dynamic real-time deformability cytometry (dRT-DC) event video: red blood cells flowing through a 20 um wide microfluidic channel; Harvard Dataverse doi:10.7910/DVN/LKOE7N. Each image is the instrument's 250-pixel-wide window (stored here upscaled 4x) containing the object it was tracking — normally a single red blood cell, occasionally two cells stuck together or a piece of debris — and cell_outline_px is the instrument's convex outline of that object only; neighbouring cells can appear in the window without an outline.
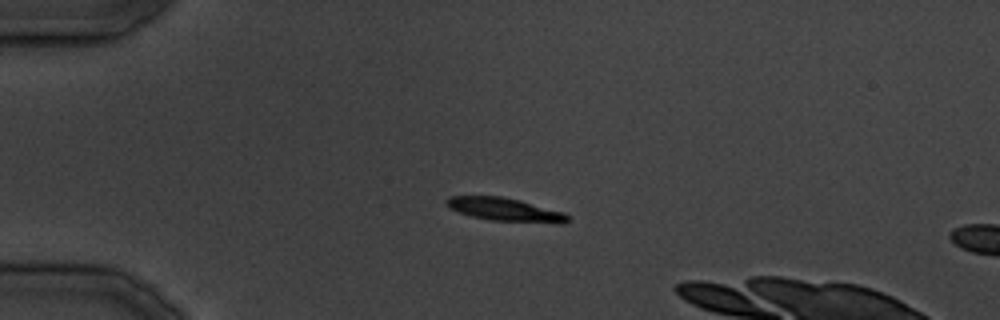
{"species": "common noctule bat (a hibernating species)", "species_latin": "Nyctalus noctula", "temperature_condition": "cold", "stored_images_in_passage": 4, "camera_frame_rate_fps": 3000, "um_per_image_px": 0.085, "animal": {"sex": "male", "body_mass_g": 19.5, "forearm_length_mm": 54.6}, "frame": {"image": 1, "passage_image": 1, "time_ms": 0.0, "image_size_px": [1000, 320], "cell_outline_px": [[568, 220], [564, 224], [560, 224], [492, 220], [472, 216], [448, 208], [444, 204], [444, 200], [448, 196], [500, 196], [520, 200], [564, 212], [568, 216]], "centroid_in_image_um": [42.91, 17.81], "position_along_channel_um": 42.1, "area_um2": 16.53}}